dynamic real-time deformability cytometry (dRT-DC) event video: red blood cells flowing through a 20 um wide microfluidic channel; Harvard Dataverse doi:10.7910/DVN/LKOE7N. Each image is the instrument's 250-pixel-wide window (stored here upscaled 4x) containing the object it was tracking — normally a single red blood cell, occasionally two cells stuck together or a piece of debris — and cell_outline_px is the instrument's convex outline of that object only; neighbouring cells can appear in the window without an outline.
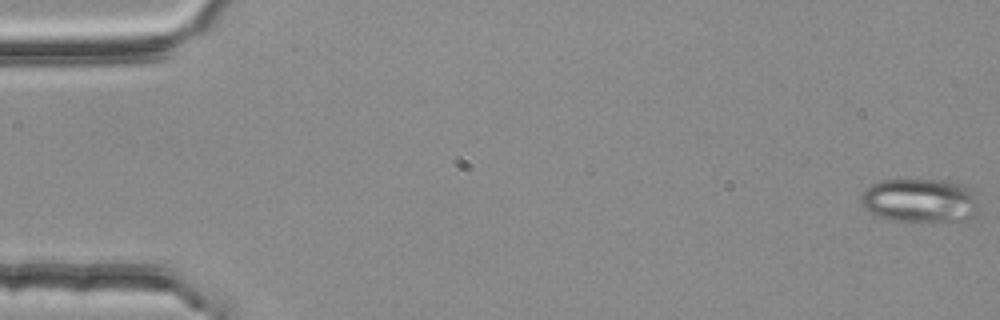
{"species": "common noctule bat (a hibernating species)", "species_latin": "Nyctalus noctula", "temperature_condition": "room temperature", "stored_images_in_passage": 5, "camera_frame_rate_fps": 3000, "um_per_image_px": 0.085, "animal": {"sex": "female", "body_mass_g": 25.1}, "frame": {"image": 1, "passage_image": 1, "time_ms": 0.0, "image_size_px": [1000, 320], "cell_outline_px": [[980, 212], [964, 220], [892, 220], [872, 216], [864, 208], [860, 200], [860, 196], [864, 188], [880, 180], [944, 180], [964, 184], [972, 188], [976, 192], [980, 208]], "centroid_in_image_um": [78.21, 17.02], "position_along_channel_um": 6.8, "area_um2": 30.69}}